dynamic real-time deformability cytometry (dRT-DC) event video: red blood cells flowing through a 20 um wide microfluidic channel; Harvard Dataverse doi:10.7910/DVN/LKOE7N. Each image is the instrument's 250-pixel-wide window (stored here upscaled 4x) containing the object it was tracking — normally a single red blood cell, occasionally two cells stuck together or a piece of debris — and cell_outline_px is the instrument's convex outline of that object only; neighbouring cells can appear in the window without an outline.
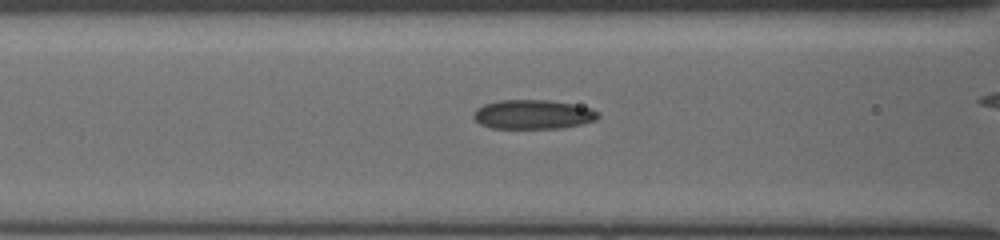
{"species": "common noctule bat (a hibernating species)", "species_latin": "Nyctalus noctula", "temperature_condition": "cold", "stored_images_in_passage": 24, "camera_frame_rate_fps": 3000, "um_per_image_px": 0.085, "animal": {"sex": "female", "body_mass_g": 19.5, "forearm_length_mm": 54.1}, "frame": {"image": 1, "passage_image": 5, "time_ms": 1.333, "image_size_px": [1000, 240], "cell_outline_px": [[600, 116], [596, 120], [580, 124], [560, 128], [492, 128], [480, 124], [472, 116], [472, 112], [476, 108], [484, 104], [500, 100], [548, 100], [572, 104], [592, 108], [600, 112]], "centroid_in_image_um": [45.3, 9.72], "position_along_channel_um": 121.3, "area_um2": 21.33}}
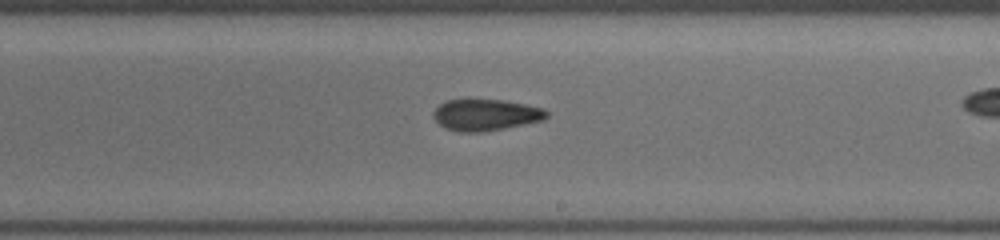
{"frame": {"image": 2, "passage_image": 14, "time_ms": 4.333, "image_size_px": [1000, 240], "cell_outline_px": [[548, 116], [544, 120], [484, 132], [456, 132], [444, 128], [432, 116], [432, 112], [444, 100], [464, 96], [468, 96], [504, 100], [544, 108], [548, 112]], "centroid_in_image_um": [41.22, 9.71], "position_along_channel_um": 247.8, "area_um2": 21.73}}
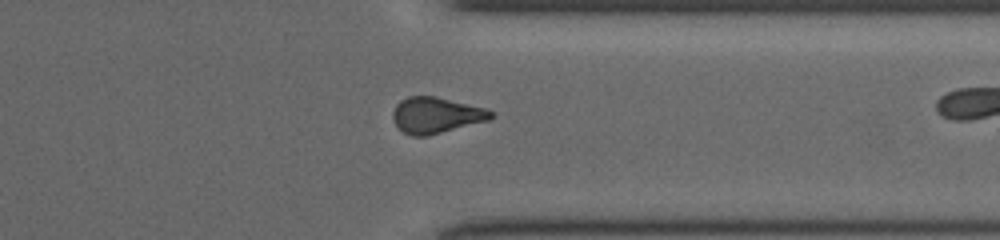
{"frame": {"image": 3, "passage_image": 23, "time_ms": 7.333, "image_size_px": [1000, 240], "cell_outline_px": [[492, 116], [488, 120], [428, 136], [412, 136], [404, 132], [392, 120], [392, 112], [396, 104], [400, 100], [408, 96], [436, 96], [484, 108], [492, 112]], "centroid_in_image_um": [37.01, 9.79], "position_along_channel_um": 374.4, "area_um2": 20.4}}